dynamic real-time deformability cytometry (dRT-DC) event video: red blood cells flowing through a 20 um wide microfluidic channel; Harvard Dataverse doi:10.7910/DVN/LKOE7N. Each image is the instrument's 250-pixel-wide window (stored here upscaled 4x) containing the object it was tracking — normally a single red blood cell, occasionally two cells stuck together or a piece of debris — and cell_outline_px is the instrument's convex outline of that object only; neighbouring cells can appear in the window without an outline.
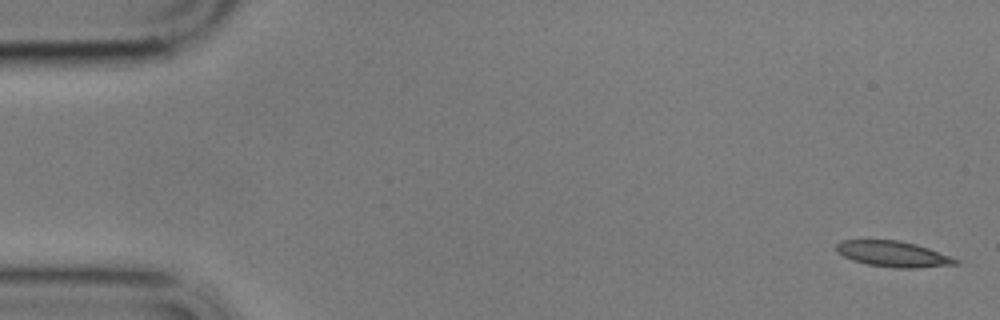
{"species": "common noctule bat (a hibernating species)", "species_latin": "Nyctalus noctula", "temperature_condition": "cold", "stored_images_in_passage": 15, "camera_frame_rate_fps": 3000, "um_per_image_px": 0.085, "animal": {"sex": "male", "body_mass_g": 17.9}, "frame": {"image": 1, "passage_image": 1, "time_ms": 0.0, "image_size_px": [1000, 320], "cell_outline_px": [[964, 260], [960, 264], [916, 268], [892, 268], [868, 264], [852, 260], [836, 252], [836, 244], [840, 240], [900, 240], [916, 244]], "centroid_in_image_um": [75.98, 21.59], "position_along_channel_um": 9.0, "area_um2": 18.21}}
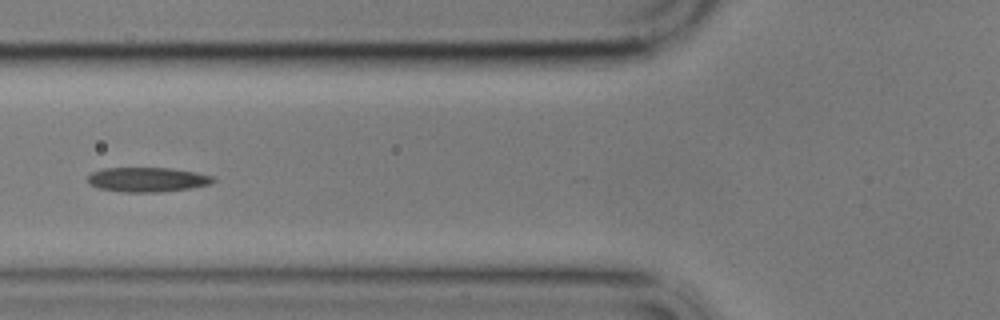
{"frame": {"image": 2, "passage_image": 6, "time_ms": 6.667, "image_size_px": [1000, 320], "cell_outline_px": [[216, 180], [212, 184], [188, 188], [156, 192], [124, 192], [100, 188], [88, 184], [88, 176], [92, 172], [104, 168], [172, 168], [196, 172], [216, 176]], "centroid_in_image_um": [12.57, 15.25], "position_along_channel_um": 113.2, "area_um2": 17.98}}
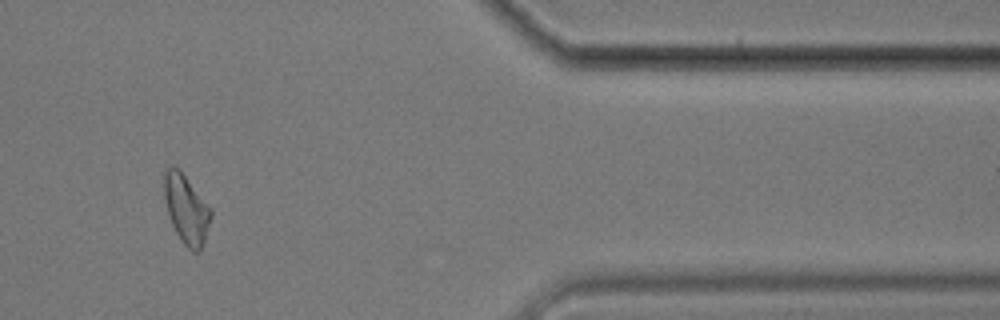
{"frame": {"image": 3, "passage_image": 13, "time_ms": 15.667, "image_size_px": [1000, 320], "cell_outline_px": [[212, 216], [200, 252], [192, 252], [180, 240], [172, 224], [164, 200], [164, 172], [172, 164], [180, 168], [212, 208]], "centroid_in_image_um": [15.84, 17.74], "position_along_channel_um": 395.6, "area_um2": 19.07}}